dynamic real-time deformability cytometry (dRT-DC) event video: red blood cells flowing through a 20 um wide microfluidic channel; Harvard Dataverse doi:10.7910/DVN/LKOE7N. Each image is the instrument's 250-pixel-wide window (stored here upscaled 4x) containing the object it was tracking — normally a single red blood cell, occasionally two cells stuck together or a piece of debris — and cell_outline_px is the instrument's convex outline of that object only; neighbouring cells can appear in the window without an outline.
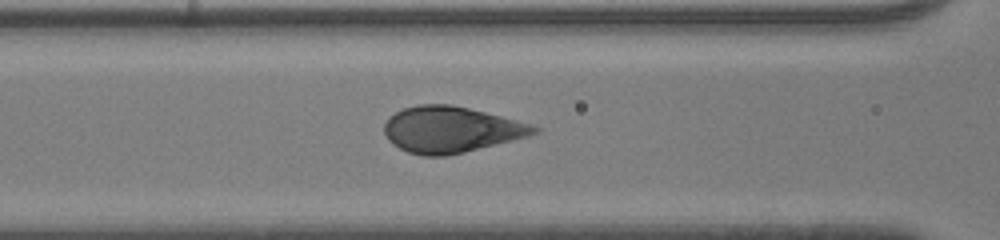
{"species": "human", "species_latin": "Homo sapiens", "temperature_condition": "room temperature", "stored_images_in_passage": 44, "camera_frame_rate_fps": 3000, "um_per_image_px": 0.085, "donor": {"sex": "male"}, "frame": {"image": 1, "passage_image": 23, "time_ms": 7.333, "image_size_px": [1000, 240], "cell_outline_px": [[540, 132], [528, 136], [464, 152], [444, 156], [420, 156], [408, 152], [392, 144], [388, 140], [384, 132], [384, 124], [388, 116], [404, 108], [416, 104], [452, 104], [516, 120], [540, 128]], "centroid_in_image_um": [38.27, 11.01], "position_along_channel_um": 128.3, "area_um2": 40.06}}
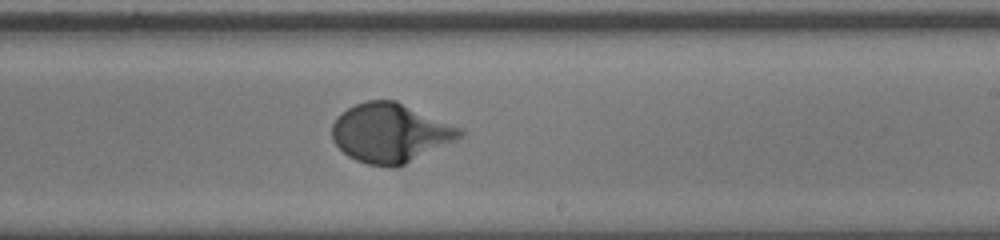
{"frame": {"image": 2, "passage_image": 32, "time_ms": 10.333, "image_size_px": [1000, 240], "cell_outline_px": [[464, 132], [460, 136], [396, 168], [392, 168], [368, 164], [356, 160], [348, 156], [332, 140], [332, 124], [336, 116], [340, 112], [356, 104], [368, 100], [396, 100], [464, 128]], "centroid_in_image_um": [33.14, 11.27], "position_along_channel_um": 255.9, "area_um2": 43.75}}
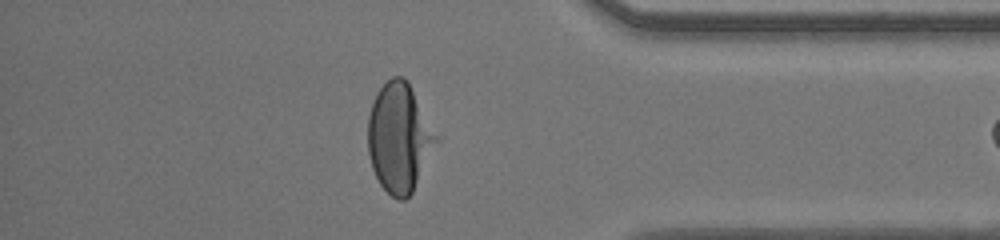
{"frame": {"image": 3, "passage_image": 43, "time_ms": 14.0, "image_size_px": [1000, 240], "cell_outline_px": [[440, 140], [412, 192], [404, 200], [400, 200], [392, 196], [380, 184], [372, 168], [368, 152], [368, 116], [372, 100], [376, 92], [392, 76], [404, 76], [408, 80], [440, 136]], "centroid_in_image_um": [33.97, 11.66], "position_along_channel_um": 401.2, "area_um2": 43.99}}